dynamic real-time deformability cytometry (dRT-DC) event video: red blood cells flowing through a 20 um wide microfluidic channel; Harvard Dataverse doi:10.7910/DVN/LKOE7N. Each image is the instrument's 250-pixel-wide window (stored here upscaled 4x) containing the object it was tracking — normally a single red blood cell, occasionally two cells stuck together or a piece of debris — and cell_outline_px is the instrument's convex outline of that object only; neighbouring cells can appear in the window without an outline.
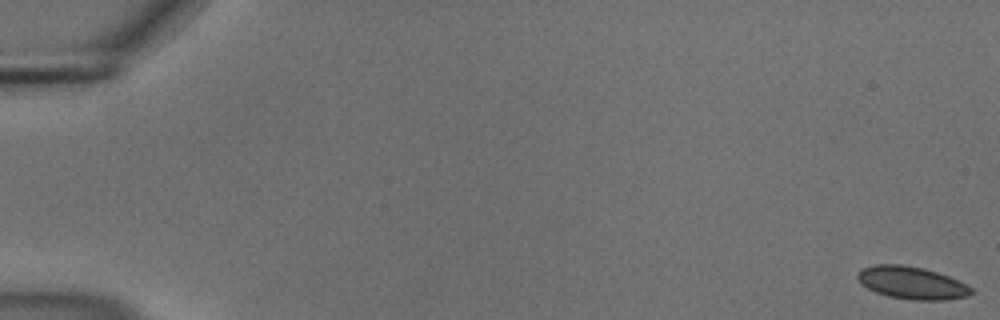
{"species": "common noctule bat (a hibernating species)", "species_latin": "Nyctalus noctula", "temperature_condition": "cold", "stored_images_in_passage": 56, "camera_frame_rate_fps": 3000, "um_per_image_px": 0.085, "animal": {"sex": "male", "body_mass_g": 18.8}, "frame": {"image": 1, "passage_image": 1, "time_ms": 0.0, "image_size_px": [1000, 320], "cell_outline_px": [[972, 292], [968, 296], [944, 300], [912, 300], [888, 296], [876, 292], [860, 284], [856, 276], [856, 272], [864, 268], [876, 264], [900, 264], [924, 268], [948, 276], [972, 288]], "centroid_in_image_um": [77.45, 24.04], "position_along_channel_um": 7.5, "area_um2": 21.44}}
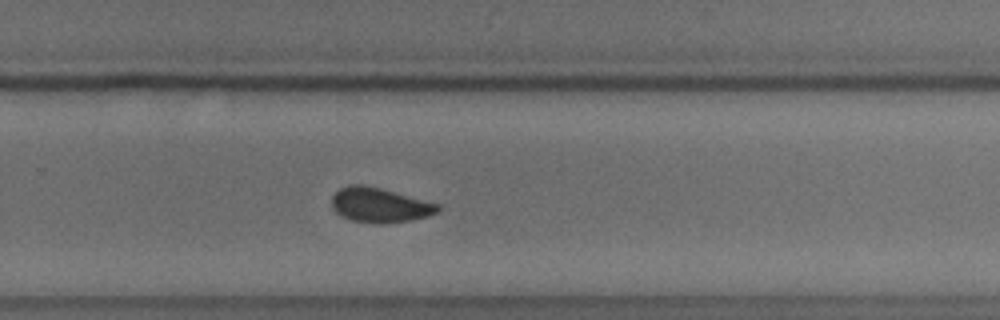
{"frame": {"image": 2, "passage_image": 38, "time_ms": 12.333, "image_size_px": [1000, 320], "cell_outline_px": [[440, 212], [412, 220], [380, 224], [372, 224], [352, 220], [336, 212], [332, 208], [332, 196], [340, 188], [348, 184], [364, 184], [380, 188], [440, 204]], "centroid_in_image_um": [32.28, 17.43], "position_along_channel_um": 297.5, "area_um2": 21.5}}
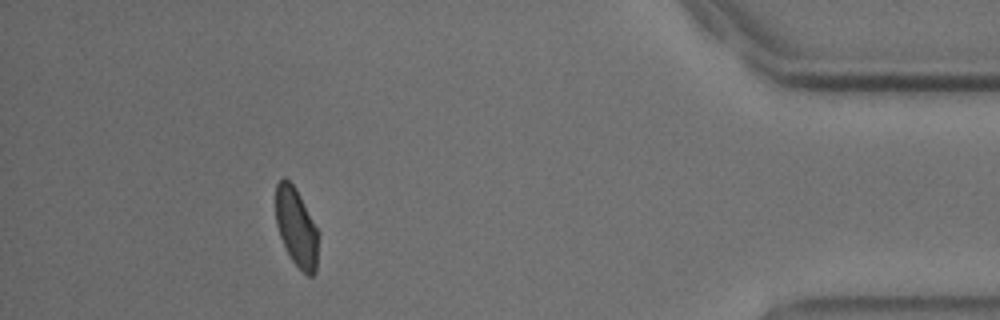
{"frame": {"image": 3, "passage_image": 51, "time_ms": 16.667, "image_size_px": [1000, 320], "cell_outline_px": [[316, 272], [312, 276], [308, 276], [292, 260], [280, 236], [276, 224], [276, 184], [284, 176], [296, 188], [316, 228]], "centroid_in_image_um": [25.15, 19.29], "position_along_channel_um": 410.0, "area_um2": 18.79}, "authors_computed_cell_mechanics": {"area_um2": 21.4438, "velocity_mm_per_s": 3.6868, "shape_relaxation_time_tau1_ms": 4.2503, "shape_relaxation_time_tau2_ms": 1.4687, "deformation_change_tau1": 0.0738, "deformation_change_tau2": 0.0356}}